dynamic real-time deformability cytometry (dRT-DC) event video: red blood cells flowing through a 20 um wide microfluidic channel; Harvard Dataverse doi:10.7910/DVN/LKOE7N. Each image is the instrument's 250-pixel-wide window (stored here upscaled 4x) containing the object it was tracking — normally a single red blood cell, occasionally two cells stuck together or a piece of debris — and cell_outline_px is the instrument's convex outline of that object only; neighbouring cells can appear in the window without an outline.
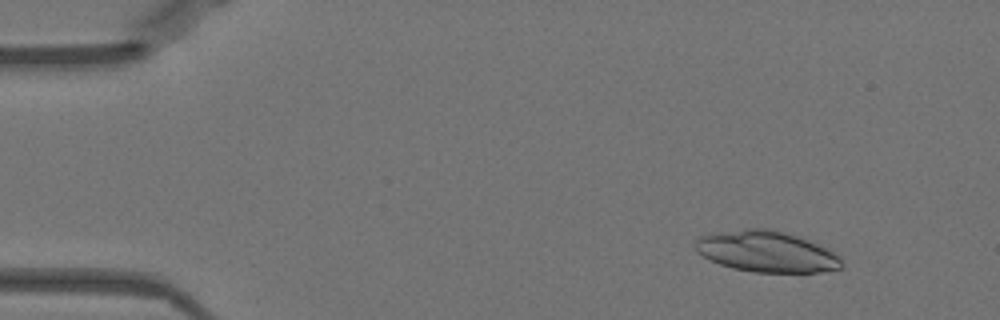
{"species": "Egyptian fruit bat (a non-hibernating species)", "species_latin": "Rousettus aegyptiacus", "temperature_condition": "warm", "stored_images_in_passage": 51, "camera_frame_rate_fps": 3000, "um_per_image_px": 0.085, "animal": {"sex": "female"}, "frame": {"image": 1, "passage_image": 6, "time_ms": 1.667, "image_size_px": [1000, 320], "cell_outline_px": [[844, 264], [840, 268], [820, 272], [752, 272], [732, 268], [720, 264], [696, 252], [696, 240], [700, 236], [716, 232], [744, 228], [768, 228], [784, 232], [808, 240], [832, 252]], "centroid_in_image_um": [65.11, 21.38], "position_along_channel_um": 19.9, "area_um2": 34.62}}
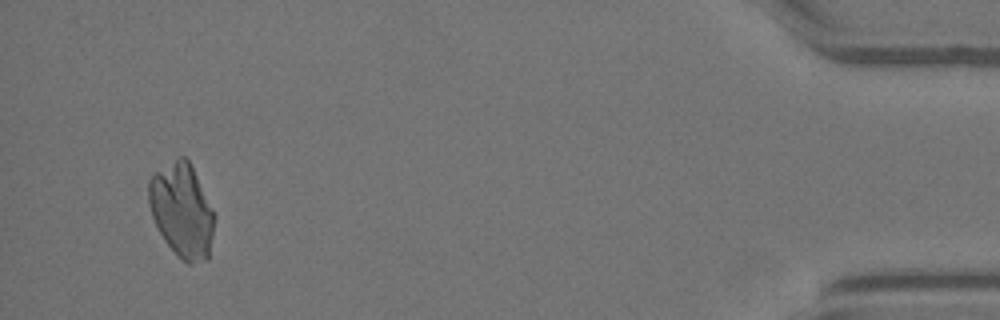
{"frame": {"image": 2, "passage_image": 49, "time_ms": 16.0, "image_size_px": [1000, 320], "cell_outline_px": [[216, 216], [208, 260], [192, 264], [188, 264], [164, 240], [152, 216], [148, 200], [148, 180], [156, 172], [180, 156], [184, 156], [188, 160]], "centroid_in_image_um": [15.47, 17.91], "position_along_channel_um": 419.7, "area_um2": 35.43}}